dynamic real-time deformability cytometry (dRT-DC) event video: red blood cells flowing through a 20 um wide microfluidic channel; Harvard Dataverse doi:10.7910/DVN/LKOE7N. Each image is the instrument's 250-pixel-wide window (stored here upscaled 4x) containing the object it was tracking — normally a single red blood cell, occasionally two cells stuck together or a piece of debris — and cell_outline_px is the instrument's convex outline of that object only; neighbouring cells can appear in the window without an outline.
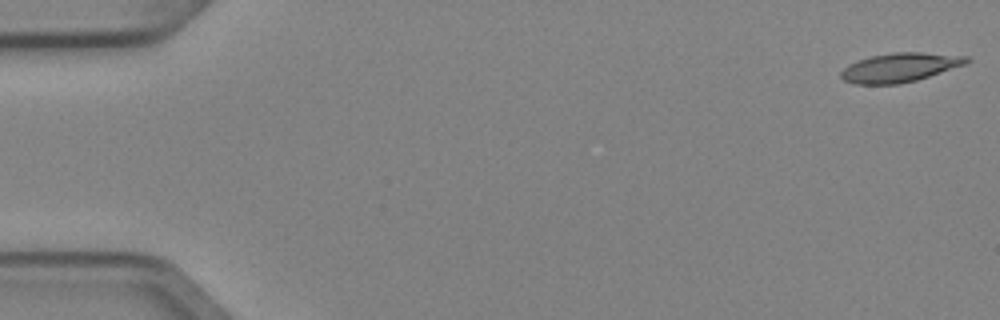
{"species": "Egyptian fruit bat (a non-hibernating species)", "species_latin": "Rousettus aegyptiacus", "temperature_condition": "cold", "stored_images_in_passage": 4, "camera_frame_rate_fps": 3000, "um_per_image_px": 0.085, "animal": {"sex": "female"}, "frame": {"image": 1, "passage_image": 1, "time_ms": 0.0, "image_size_px": [1000, 320], "cell_outline_px": [[972, 60], [964, 64], [916, 80], [900, 84], [856, 84], [844, 80], [840, 76], [840, 72], [848, 64], [872, 56], [892, 52], [920, 52], [968, 56]], "centroid_in_image_um": [76.47, 5.73], "position_along_channel_um": 8.5, "area_um2": 21.04}}
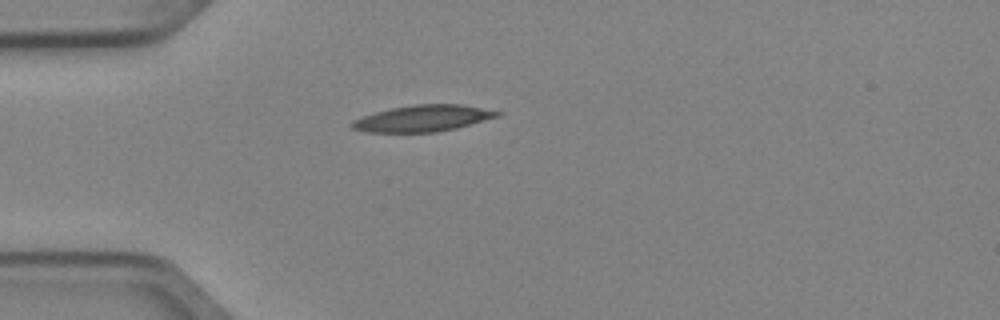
{"frame": {"image": 2, "passage_image": 4, "time_ms": 1.0, "image_size_px": [1000, 320], "cell_outline_px": [[504, 112], [500, 116], [456, 128], [436, 132], [368, 132], [352, 128], [348, 124], [352, 120], [376, 112], [392, 108], [412, 104], [460, 104]], "centroid_in_image_um": [35.95, 10.06], "position_along_channel_um": 49.0, "area_um2": 22.31}}